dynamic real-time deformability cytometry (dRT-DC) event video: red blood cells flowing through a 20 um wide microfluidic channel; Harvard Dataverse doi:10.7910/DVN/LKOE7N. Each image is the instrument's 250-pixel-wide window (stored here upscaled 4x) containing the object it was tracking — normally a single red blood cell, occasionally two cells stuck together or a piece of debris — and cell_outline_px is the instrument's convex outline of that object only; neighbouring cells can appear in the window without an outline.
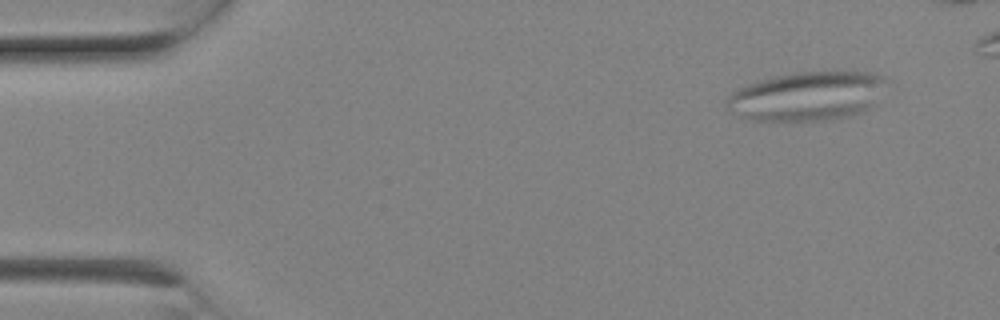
{"species": "Egyptian fruit bat (a non-hibernating species)", "species_latin": "Rousettus aegyptiacus", "temperature_condition": "room temperature", "stored_images_in_passage": 7, "camera_frame_rate_fps": 3000, "um_per_image_px": 0.085, "animal": {"sex": "female"}, "frame": {"image": 1, "passage_image": 2, "time_ms": 0.333, "image_size_px": [1000, 320], "cell_outline_px": [[888, 80], [872, 108], [864, 112], [848, 116], [828, 120], [752, 120], [740, 116], [732, 112], [724, 104], [724, 100], [732, 92], [748, 84], [760, 80], [776, 76], [796, 72], [872, 72], [888, 76]], "centroid_in_image_um": [68.65, 8.17], "position_along_channel_um": 16.4, "area_um2": 45.78}}